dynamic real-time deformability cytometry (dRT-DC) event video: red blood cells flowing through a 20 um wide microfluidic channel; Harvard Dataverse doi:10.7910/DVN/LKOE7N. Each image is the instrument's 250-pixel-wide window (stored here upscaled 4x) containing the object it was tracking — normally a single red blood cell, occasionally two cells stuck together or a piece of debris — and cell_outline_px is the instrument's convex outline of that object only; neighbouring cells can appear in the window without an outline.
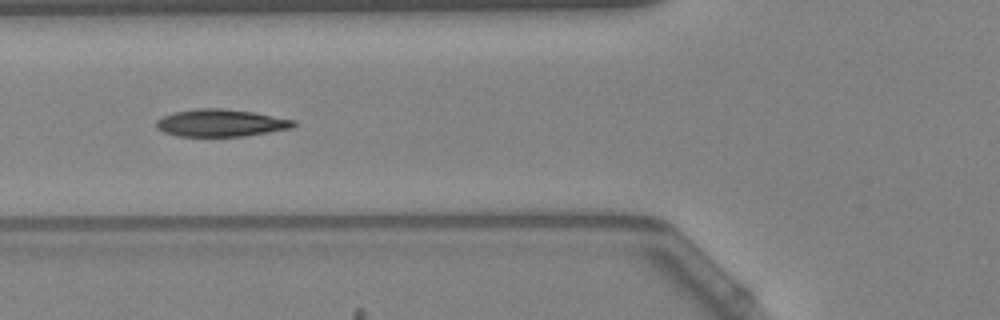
{"species": "Egyptian fruit bat (a non-hibernating species)", "species_latin": "Rousettus aegyptiacus", "temperature_condition": "warm", "stored_images_in_passage": 23, "camera_frame_rate_fps": 3000, "um_per_image_px": 0.085, "animal": {"sex": "female"}, "frame": {"image": 1, "passage_image": 4, "time_ms": 1.0, "image_size_px": [1000, 320], "cell_outline_px": [[296, 124], [292, 128], [244, 136], [176, 136], [164, 132], [156, 128], [156, 120], [164, 116], [176, 112], [196, 108], [220, 108], [252, 112], [296, 120]], "centroid_in_image_um": [18.76, 10.45], "position_along_channel_um": 107.0, "area_um2": 21.73}}